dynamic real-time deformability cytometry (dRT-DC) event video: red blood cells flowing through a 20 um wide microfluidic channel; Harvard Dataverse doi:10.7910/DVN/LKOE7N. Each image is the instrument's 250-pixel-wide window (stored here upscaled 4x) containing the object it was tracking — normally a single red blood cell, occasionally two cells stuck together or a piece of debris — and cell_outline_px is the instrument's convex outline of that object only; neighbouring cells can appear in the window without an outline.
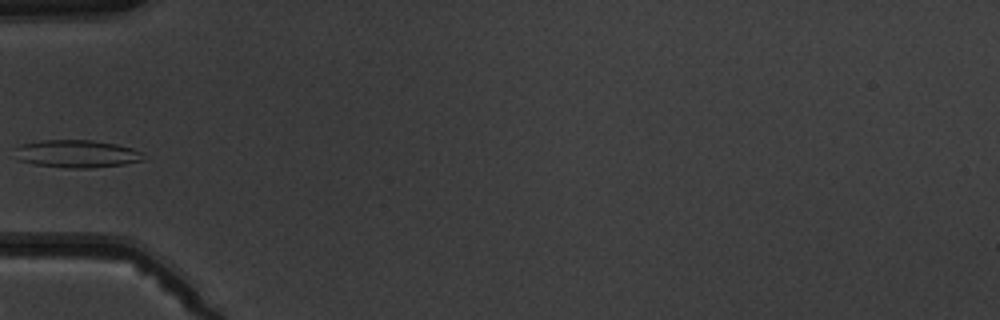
{"species": "common noctule bat (a hibernating species)", "species_latin": "Nyctalus noctula", "temperature_condition": "warm", "stored_images_in_passage": 5, "camera_frame_rate_fps": 3000, "um_per_image_px": 0.085, "animal": {"sex": "male", "body_mass_g": 19.5, "forearm_length_mm": 54.6}, "frame": {"image": 1, "passage_image": 5, "time_ms": 4.333, "image_size_px": [1000, 320], "cell_outline_px": [[144, 160], [124, 164], [92, 168], [68, 168], [36, 164], [20, 160], [12, 148], [20, 144], [44, 140], [92, 140], [116, 144], [132, 148], [144, 152]], "centroid_in_image_um": [6.54, 13.06], "position_along_channel_um": 78.5, "area_um2": 20.81}}